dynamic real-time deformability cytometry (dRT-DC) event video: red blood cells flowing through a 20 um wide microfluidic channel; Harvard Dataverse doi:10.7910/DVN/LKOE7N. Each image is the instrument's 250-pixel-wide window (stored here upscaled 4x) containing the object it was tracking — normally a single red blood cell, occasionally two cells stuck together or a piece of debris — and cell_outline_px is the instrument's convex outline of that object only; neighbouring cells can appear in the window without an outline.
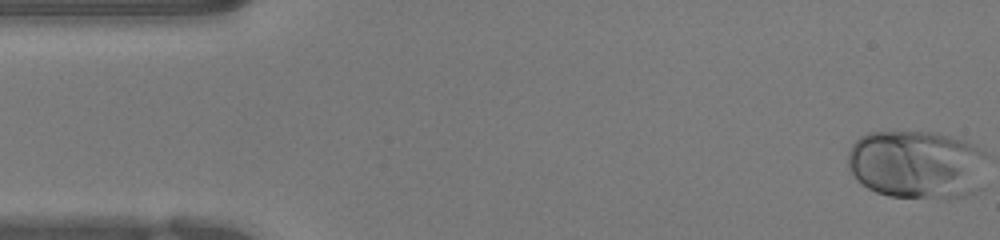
{"species": "human", "species_latin": "Homo sapiens", "temperature_condition": "warm", "stored_images_in_passage": 50, "camera_frame_rate_fps": 3000, "um_per_image_px": 0.085, "donor": {"sex": "female"}, "frame": {"image": 1, "passage_image": 1, "time_ms": 0.0, "image_size_px": [1000, 240], "cell_outline_px": [[984, 156], [932, 196], [888, 196], [876, 192], [868, 188], [856, 180], [848, 168], [848, 152], [852, 144], [860, 136], [868, 132], [936, 132], [964, 140], [984, 148]], "centroid_in_image_um": [77.36, 13.74], "position_along_channel_um": 7.6, "area_um2": 48.96}}
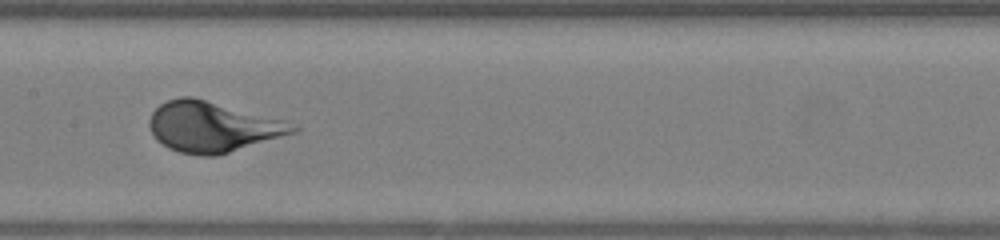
{"frame": {"image": 2, "passage_image": 24, "time_ms": 7.667, "image_size_px": [1000, 240], "cell_outline_px": [[300, 128], [296, 132], [216, 156], [200, 156], [180, 152], [168, 148], [156, 140], [148, 124], [148, 120], [152, 112], [160, 104], [168, 100], [180, 96], [192, 96], [288, 120]], "centroid_in_image_um": [18.07, 10.76], "position_along_channel_um": 189.3, "area_um2": 42.43}}
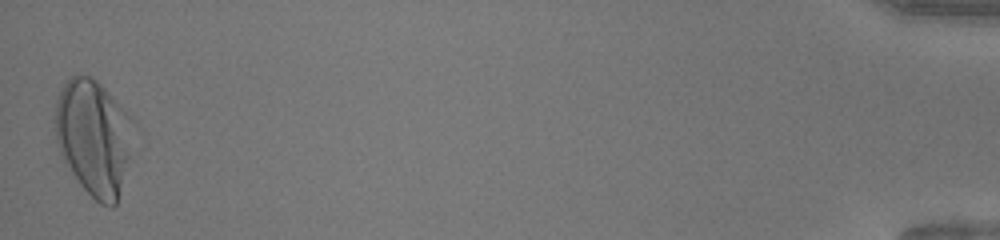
{"frame": {"image": 3, "passage_image": 50, "time_ms": 16.333, "image_size_px": [1000, 240], "cell_outline_px": [[136, 124], [116, 204], [112, 208], [100, 204], [80, 184], [60, 156], [56, 140], [56, 96], [60, 88], [76, 72], [80, 72], [92, 76], [136, 120]], "centroid_in_image_um": [7.95, 11.6], "position_along_channel_um": 427.2, "area_um2": 52.83}}